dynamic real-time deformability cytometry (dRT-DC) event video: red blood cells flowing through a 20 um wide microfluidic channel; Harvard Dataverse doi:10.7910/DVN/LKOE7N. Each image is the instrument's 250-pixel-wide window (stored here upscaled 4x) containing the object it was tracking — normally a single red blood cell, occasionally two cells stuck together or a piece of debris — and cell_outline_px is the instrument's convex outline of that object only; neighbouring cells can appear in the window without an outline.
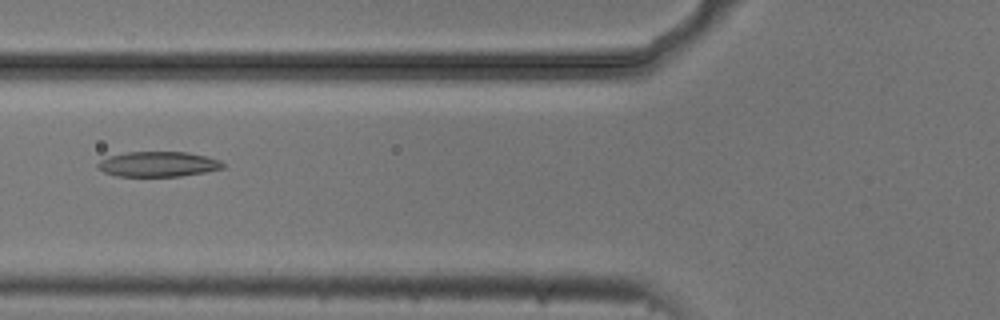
{"species": "common noctule bat (a hibernating species)", "species_latin": "Nyctalus noctula", "temperature_condition": "cold", "stored_images_in_passage": 4, "camera_frame_rate_fps": 3000, "um_per_image_px": 0.085, "animal": {"sex": "male", "body_mass_g": 20.5, "forearm_length_mm": 52.5}, "frame": {"image": 1, "passage_image": 4, "time_ms": 1.0, "image_size_px": [1000, 320], "cell_outline_px": [[224, 168], [204, 172], [180, 176], [116, 176], [104, 172], [96, 168], [96, 164], [100, 160], [108, 156], [124, 152], [188, 152], [208, 156], [220, 160], [224, 164]], "centroid_in_image_um": [13.41, 13.94], "position_along_channel_um": 112.4, "area_um2": 18.5}}